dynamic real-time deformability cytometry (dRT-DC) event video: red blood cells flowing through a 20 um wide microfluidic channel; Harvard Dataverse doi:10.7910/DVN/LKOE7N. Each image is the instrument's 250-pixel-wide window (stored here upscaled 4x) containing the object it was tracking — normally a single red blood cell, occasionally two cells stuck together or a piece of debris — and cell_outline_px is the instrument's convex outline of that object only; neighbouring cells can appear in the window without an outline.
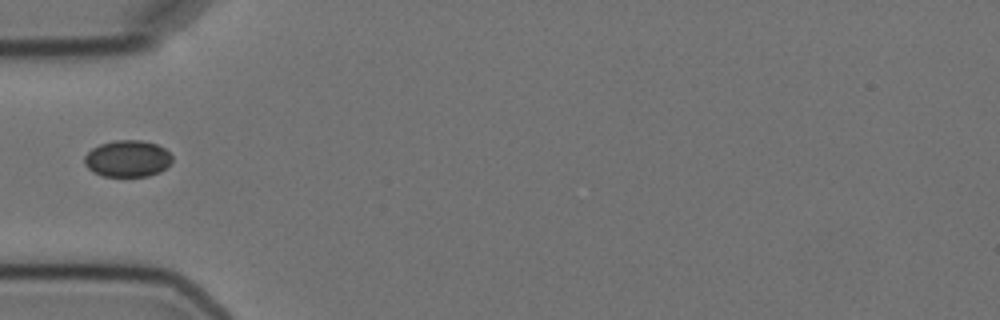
{"species": "Egyptian fruit bat (a non-hibernating species)", "species_latin": "Rousettus aegyptiacus", "temperature_condition": "cold", "stored_images_in_passage": 12, "camera_frame_rate_fps": 3000, "um_per_image_px": 0.085, "animal": {"sex": "female"}, "frame": {"image": 1, "passage_image": 3, "time_ms": 4.0, "image_size_px": [1000, 320], "cell_outline_px": [[172, 160], [160, 172], [148, 176], [104, 176], [92, 172], [84, 164], [84, 156], [92, 148], [100, 144], [116, 140], [140, 140], [156, 144], [164, 148], [172, 156]], "centroid_in_image_um": [10.81, 13.48], "position_along_channel_um": 74.2, "area_um2": 18.67}}
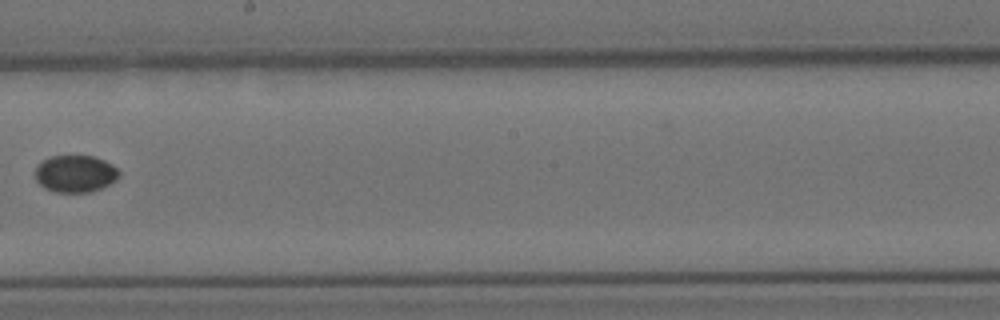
{"frame": {"image": 2, "passage_image": 7, "time_ms": 8.667, "image_size_px": [1000, 320], "cell_outline_px": [[120, 176], [116, 180], [100, 188], [88, 192], [56, 192], [44, 188], [36, 180], [36, 164], [52, 156], [92, 156], [104, 160], [112, 164], [120, 172]], "centroid_in_image_um": [6.4, 14.76], "position_along_channel_um": 241.8, "area_um2": 18.03}}
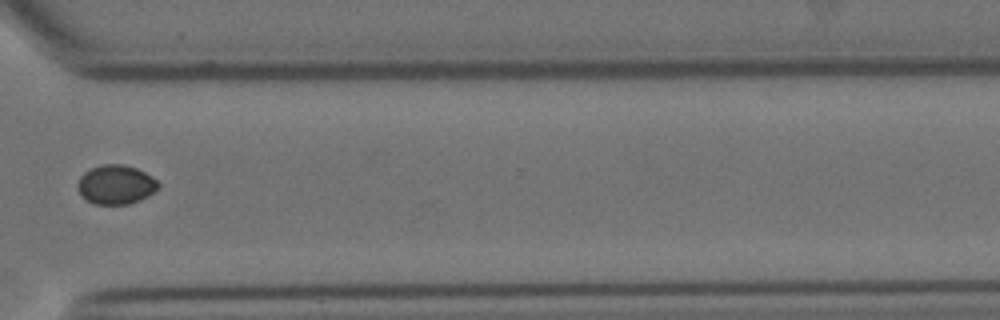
{"frame": {"image": 3, "passage_image": 10, "time_ms": 12.0, "image_size_px": [1000, 320], "cell_outline_px": [[160, 188], [140, 200], [128, 204], [92, 204], [84, 200], [80, 196], [76, 188], [76, 184], [80, 176], [88, 168], [104, 164], [124, 164], [136, 168], [152, 176], [160, 184]], "centroid_in_image_um": [9.8, 15.69], "position_along_channel_um": 360.8, "area_um2": 18.84}}